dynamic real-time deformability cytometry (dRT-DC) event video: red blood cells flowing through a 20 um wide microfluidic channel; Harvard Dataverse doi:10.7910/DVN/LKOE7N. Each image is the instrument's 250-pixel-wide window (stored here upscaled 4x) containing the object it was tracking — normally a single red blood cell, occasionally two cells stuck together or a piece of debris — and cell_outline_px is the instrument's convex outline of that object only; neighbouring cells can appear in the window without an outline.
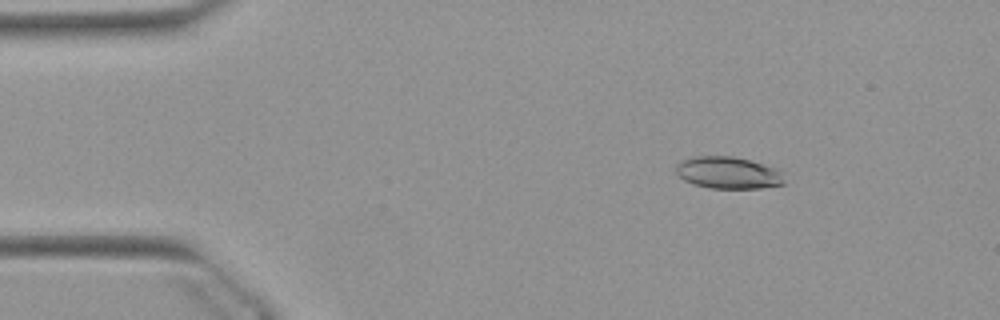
{"species": "Egyptian fruit bat (a non-hibernating species)", "species_latin": "Rousettus aegyptiacus", "temperature_condition": "warm", "stored_images_in_passage": 51, "camera_frame_rate_fps": 3000, "um_per_image_px": 0.085, "animal": {"sex": "female"}, "frame": {"image": 1, "passage_image": 7, "time_ms": 2.0, "image_size_px": [1000, 320], "cell_outline_px": [[784, 184], [760, 188], [708, 188], [692, 184], [684, 180], [676, 172], [676, 164], [684, 160], [696, 156], [732, 156], [748, 160], [776, 168], [784, 172]], "centroid_in_image_um": [61.91, 14.69], "position_along_channel_um": 23.1, "area_um2": 20.17}}
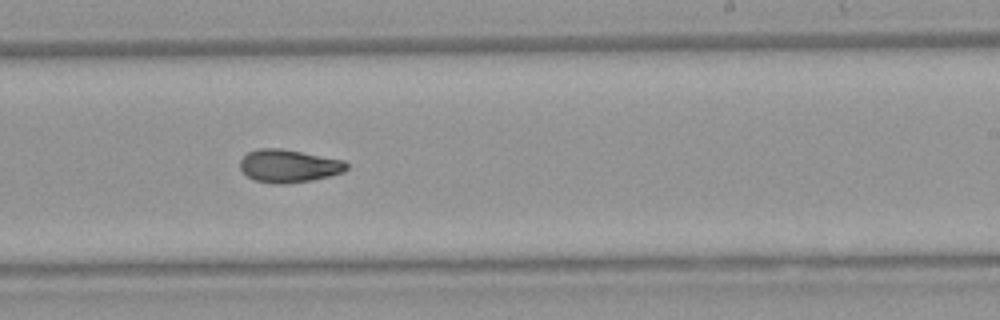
{"frame": {"image": 2, "passage_image": 31, "time_ms": 10.0, "image_size_px": [1000, 320], "cell_outline_px": [[348, 168], [344, 172], [312, 180], [284, 184], [276, 184], [256, 180], [248, 176], [240, 168], [240, 160], [248, 152], [256, 148], [280, 148], [344, 160], [348, 164]], "centroid_in_image_um": [24.55, 14.1], "position_along_channel_um": 264.5, "area_um2": 20.35}}
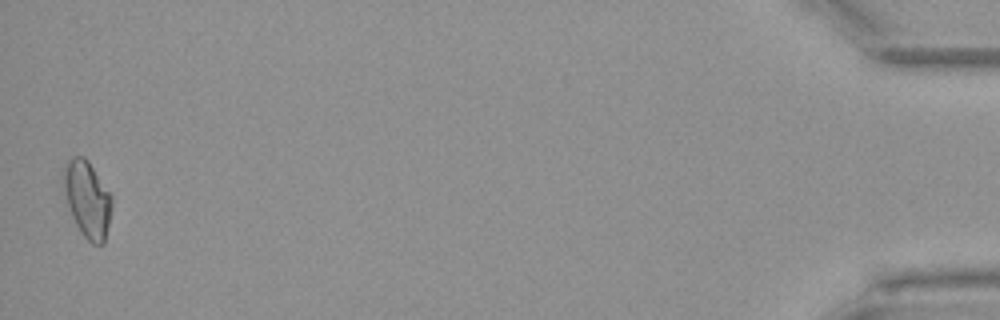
{"frame": {"image": 3, "passage_image": 51, "time_ms": 16.667, "image_size_px": [1000, 320], "cell_outline_px": [[112, 204], [104, 244], [92, 244], [80, 232], [72, 216], [64, 192], [60, 176], [64, 164], [72, 156], [84, 156], [88, 160], [112, 196]], "centroid_in_image_um": [7.38, 16.88], "position_along_channel_um": 427.8, "area_um2": 21.68}, "authors_computed_cell_mechanics": {"area_um2": 20.4034, "velocity_mm_per_s": 3.9064, "shape_relaxation_time_tau1_ms": null, "shape_relaxation_time_tau2_ms": 2.9821, "deformation_change_tau1": null, "deformation_change_tau2": 0.0885}}